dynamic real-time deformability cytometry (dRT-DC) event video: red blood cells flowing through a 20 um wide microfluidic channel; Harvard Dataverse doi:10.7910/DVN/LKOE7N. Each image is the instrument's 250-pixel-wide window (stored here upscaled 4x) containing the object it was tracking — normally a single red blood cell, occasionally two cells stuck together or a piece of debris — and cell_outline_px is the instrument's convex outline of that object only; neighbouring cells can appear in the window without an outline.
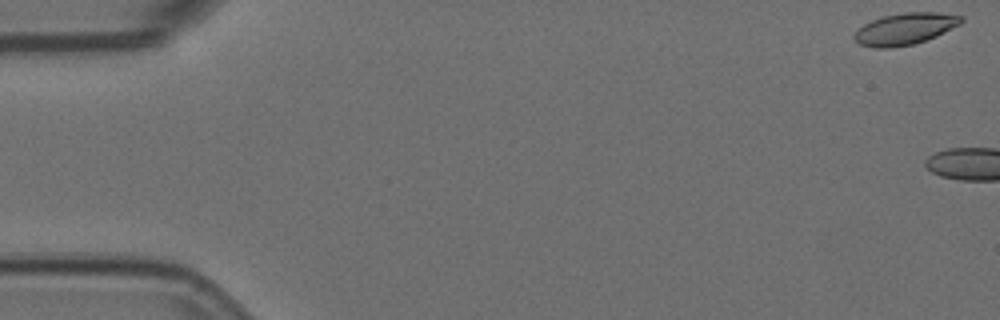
{"species": "Egyptian fruit bat (a non-hibernating species)", "species_latin": "Rousettus aegyptiacus", "temperature_condition": "room temperature", "stored_images_in_passage": 4, "camera_frame_rate_fps": 3000, "um_per_image_px": 0.085, "animal": {"sex": "female"}, "frame": {"image": 1, "passage_image": 1, "time_ms": 0.0, "image_size_px": [1000, 320], "cell_outline_px": [[964, 20], [960, 24], [936, 36], [912, 44], [892, 48], [876, 48], [860, 44], [852, 40], [852, 36], [864, 24], [872, 20], [884, 16], [904, 12], [936, 12], [960, 16]], "centroid_in_image_um": [76.89, 2.46], "position_along_channel_um": 8.1, "area_um2": 19.54}}